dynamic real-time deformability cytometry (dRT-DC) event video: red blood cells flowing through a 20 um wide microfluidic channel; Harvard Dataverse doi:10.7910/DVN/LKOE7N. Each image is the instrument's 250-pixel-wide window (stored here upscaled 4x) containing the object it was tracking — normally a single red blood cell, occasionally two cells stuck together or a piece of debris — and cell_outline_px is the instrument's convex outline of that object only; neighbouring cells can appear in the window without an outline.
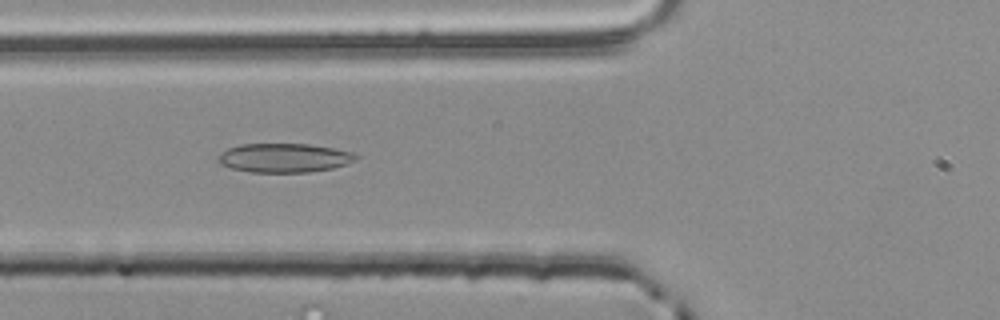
{"species": "common noctule bat (a hibernating species)", "species_latin": "Nyctalus noctula", "temperature_condition": "room temperature", "stored_images_in_passage": 44, "camera_frame_rate_fps": 3000, "um_per_image_px": 0.085, "animal": {"sex": "male", "body_mass_g": 20.4}, "frame": {"image": 1, "passage_image": 11, "time_ms": 3.333, "image_size_px": [1000, 320], "cell_outline_px": [[356, 160], [332, 168], [308, 172], [252, 172], [232, 168], [220, 164], [220, 152], [228, 148], [240, 144], [308, 144], [332, 148], [352, 152], [356, 156]], "centroid_in_image_um": [24.13, 13.41], "position_along_channel_um": 101.7, "area_um2": 22.95}}
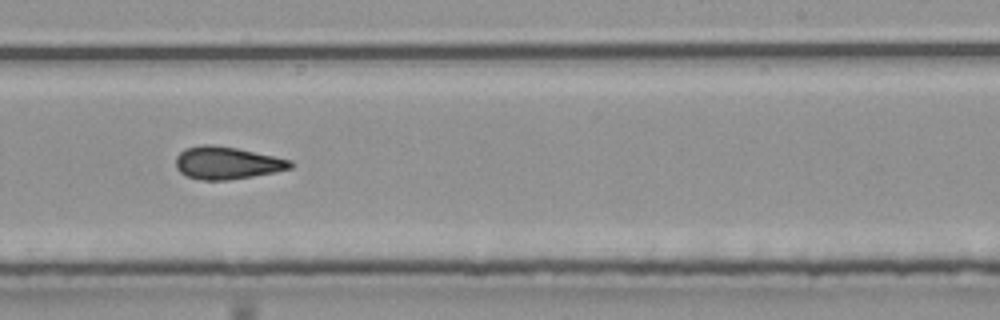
{"frame": {"image": 2, "passage_image": 24, "time_ms": 7.667, "image_size_px": [1000, 320], "cell_outline_px": [[292, 168], [252, 176], [228, 180], [200, 180], [188, 176], [180, 172], [176, 168], [176, 156], [184, 148], [200, 144], [212, 144], [236, 148], [292, 160]], "centroid_in_image_um": [19.24, 13.84], "position_along_channel_um": 269.8, "area_um2": 21.62}}
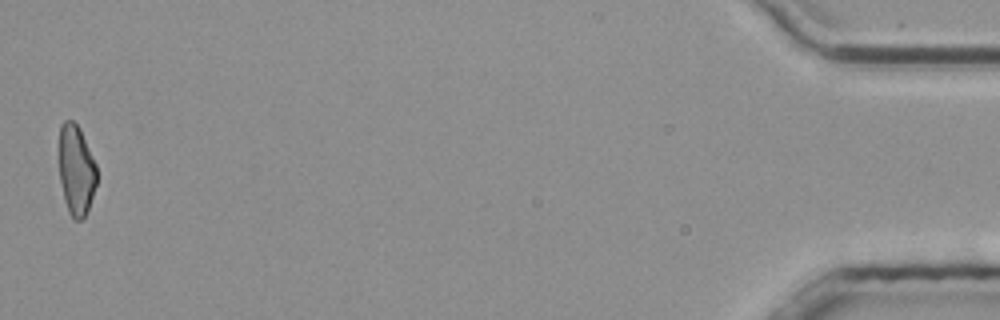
{"frame": {"image": 3, "passage_image": 44, "time_ms": 14.333, "image_size_px": [1000, 320], "cell_outline_px": [[96, 184], [84, 220], [76, 220], [68, 212], [64, 200], [60, 180], [60, 124], [64, 120], [72, 120], [80, 128], [96, 164]], "centroid_in_image_um": [6.48, 14.46], "position_along_channel_um": 428.7, "area_um2": 19.65}, "authors_computed_cell_mechanics": {"area_um2": 21.5305, "velocity_mm_per_s": 3.8781, "shape_relaxation_time_tau1_ms": 9.8247, "shape_relaxation_time_tau2_ms": 3.5272, "deformation_change_tau1": 0.1938, "deformation_change_tau2": 0.1249}}